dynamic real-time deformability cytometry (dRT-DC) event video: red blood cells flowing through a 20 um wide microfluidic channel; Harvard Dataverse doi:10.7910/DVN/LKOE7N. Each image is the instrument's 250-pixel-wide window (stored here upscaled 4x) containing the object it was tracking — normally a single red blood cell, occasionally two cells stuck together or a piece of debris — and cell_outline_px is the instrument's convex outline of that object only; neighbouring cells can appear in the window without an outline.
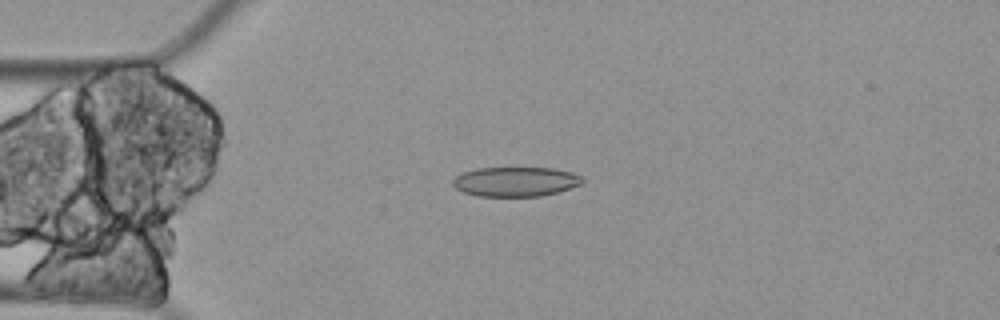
{"species": "Egyptian fruit bat (a non-hibernating species)", "species_latin": "Rousettus aegyptiacus", "temperature_condition": "cold", "stored_images_in_passage": 9, "camera_frame_rate_fps": 3000, "um_per_image_px": 0.085, "animal": {"sex": "female"}, "frame": {"image": 1, "passage_image": 2, "time_ms": 0.333, "image_size_px": [1000, 320], "cell_outline_px": [[584, 180], [580, 184], [556, 192], [540, 196], [476, 196], [464, 192], [456, 188], [452, 184], [452, 180], [456, 176], [464, 172], [476, 168], [552, 168], [572, 172], [580, 176]], "centroid_in_image_um": [43.79, 15.43], "position_along_channel_um": 41.2, "area_um2": 22.14}}
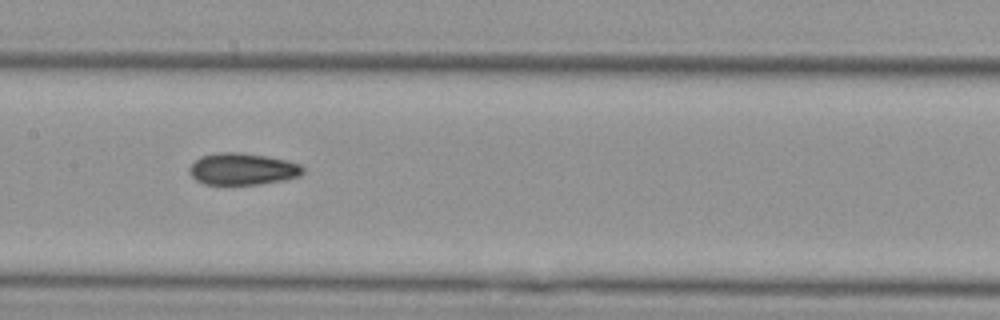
{"frame": {"image": 2, "passage_image": 6, "time_ms": 1.667, "image_size_px": [1000, 320], "cell_outline_px": [[304, 172], [300, 176], [260, 184], [204, 184], [196, 180], [188, 172], [188, 168], [200, 156], [216, 152], [240, 152], [268, 156], [288, 160], [300, 164], [304, 168]], "centroid_in_image_um": [20.61, 14.35], "position_along_channel_um": 186.8, "area_um2": 21.15}}
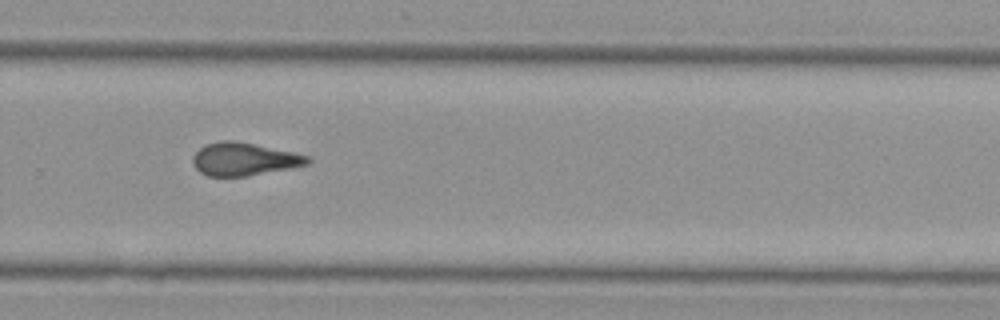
{"frame": {"image": 3, "passage_image": 9, "time_ms": 2.667, "image_size_px": [1000, 320], "cell_outline_px": [[312, 160], [308, 164], [248, 176], [208, 176], [200, 172], [192, 164], [192, 156], [204, 144], [220, 140], [232, 140], [256, 144], [296, 152], [308, 156]], "centroid_in_image_um": [20.73, 13.51], "position_along_channel_um": 309.1, "area_um2": 22.14}}